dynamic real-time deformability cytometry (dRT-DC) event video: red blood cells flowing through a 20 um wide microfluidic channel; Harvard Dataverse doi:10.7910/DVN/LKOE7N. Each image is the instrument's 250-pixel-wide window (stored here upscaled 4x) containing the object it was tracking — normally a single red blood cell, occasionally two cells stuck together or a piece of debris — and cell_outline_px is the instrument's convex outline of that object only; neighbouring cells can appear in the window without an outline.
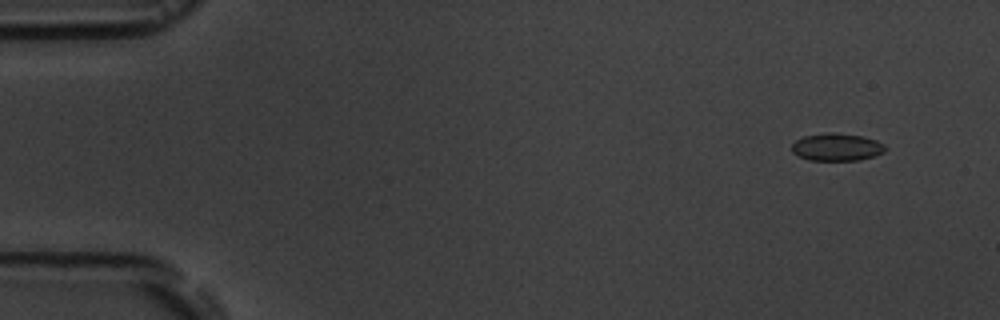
{"species": "common noctule bat (a hibernating species)", "species_latin": "Nyctalus noctula", "temperature_condition": "room temperature", "stored_images_in_passage": 9, "camera_frame_rate_fps": 3000, "um_per_image_px": 0.085, "animal": {"sex": "male", "body_mass_g": 19.5, "forearm_length_mm": 54.6}, "frame": {"image": 1, "passage_image": 2, "time_ms": 1.0, "image_size_px": [1000, 320], "cell_outline_px": [[884, 152], [860, 160], [808, 160], [792, 152], [792, 144], [796, 140], [804, 136], [828, 132], [836, 132], [864, 136], [876, 140], [884, 144]], "centroid_in_image_um": [71.11, 12.49], "position_along_channel_um": 13.9, "area_um2": 14.97}}
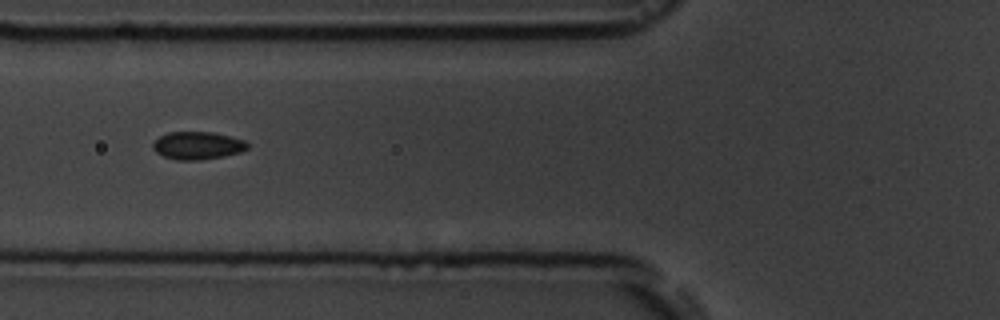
{"frame": {"image": 2, "passage_image": 7, "time_ms": 6.667, "image_size_px": [1000, 320], "cell_outline_px": [[248, 148], [240, 152], [224, 156], [200, 160], [176, 160], [164, 156], [156, 152], [152, 148], [152, 144], [160, 136], [168, 132], [212, 132], [244, 140], [248, 144]], "centroid_in_image_um": [16.78, 12.37], "position_along_channel_um": 109.0, "area_um2": 15.2}}
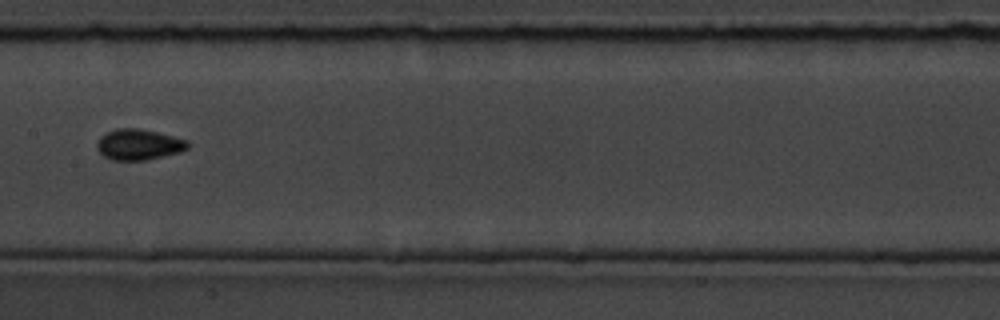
{"frame": {"image": 3, "passage_image": 9, "time_ms": 9.0, "image_size_px": [1000, 320], "cell_outline_px": [[188, 148], [180, 152], [148, 160], [112, 160], [104, 156], [96, 148], [96, 144], [100, 136], [116, 128], [140, 128], [188, 140]], "centroid_in_image_um": [11.78, 12.29], "position_along_channel_um": 195.6, "area_um2": 16.3}}